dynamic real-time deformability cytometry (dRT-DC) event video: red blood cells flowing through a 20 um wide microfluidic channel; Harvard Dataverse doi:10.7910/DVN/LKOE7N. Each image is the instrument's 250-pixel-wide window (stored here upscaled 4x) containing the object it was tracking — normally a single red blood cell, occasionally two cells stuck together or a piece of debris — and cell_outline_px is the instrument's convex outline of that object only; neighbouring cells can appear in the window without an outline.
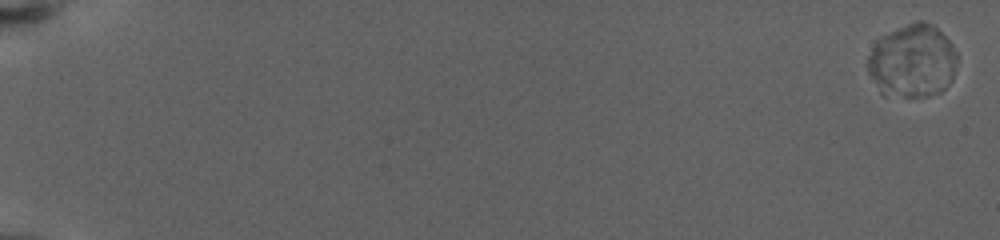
{"species": "human", "species_latin": "Homo sapiens", "temperature_condition": "warm", "stored_images_in_passage": 13, "camera_frame_rate_fps": 3000, "um_per_image_px": 0.085, "donor": {"sex": "female"}, "frame": {"image": 1, "passage_image": 1, "time_ms": 0.0, "image_size_px": [1000, 240], "cell_outline_px": [[956, 60], [952, 80], [940, 92], [924, 96], [884, 96], [880, 92], [868, 72], [868, 56], [876, 40], [880, 36], [916, 20], [924, 20], [932, 24], [952, 44], [956, 52]], "centroid_in_image_um": [77.53, 5.18], "position_along_channel_um": 7.5, "area_um2": 38.03}}